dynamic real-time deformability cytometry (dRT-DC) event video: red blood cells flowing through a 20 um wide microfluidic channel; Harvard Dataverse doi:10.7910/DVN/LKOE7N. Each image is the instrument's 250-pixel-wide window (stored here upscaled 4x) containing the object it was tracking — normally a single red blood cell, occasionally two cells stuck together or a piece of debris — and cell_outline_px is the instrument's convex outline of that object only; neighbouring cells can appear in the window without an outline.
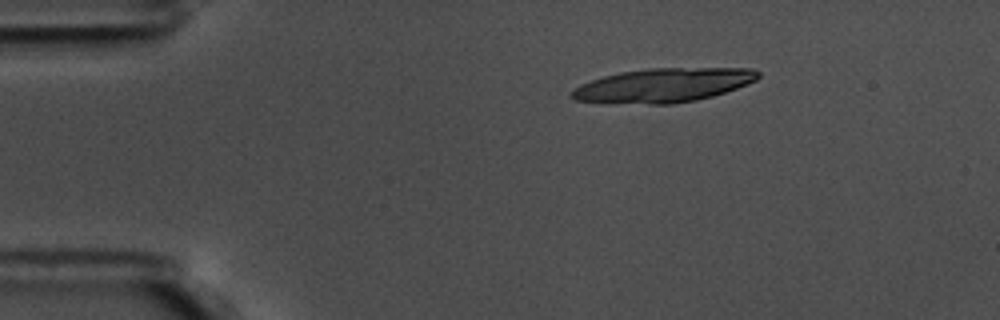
{"species": "common noctule bat (a hibernating species)", "species_latin": "Nyctalus noctula", "temperature_condition": "warm", "stored_images_in_passage": 10, "camera_frame_rate_fps": 3000, "um_per_image_px": 0.085, "animal": {"sex": "male", "body_mass_g": 17.5, "forearm_length_mm": 52.3}, "frame": {"image": 1, "passage_image": 6, "time_ms": 1.667, "image_size_px": [1000, 320], "cell_outline_px": [[748, 80], [740, 84], [716, 92], [684, 100], [660, 100], [692, 72], [736, 72]], "centroid_in_image_um": [59.83, 7.2], "position_along_channel_um": 25.2, "area_um2": 10.17}}